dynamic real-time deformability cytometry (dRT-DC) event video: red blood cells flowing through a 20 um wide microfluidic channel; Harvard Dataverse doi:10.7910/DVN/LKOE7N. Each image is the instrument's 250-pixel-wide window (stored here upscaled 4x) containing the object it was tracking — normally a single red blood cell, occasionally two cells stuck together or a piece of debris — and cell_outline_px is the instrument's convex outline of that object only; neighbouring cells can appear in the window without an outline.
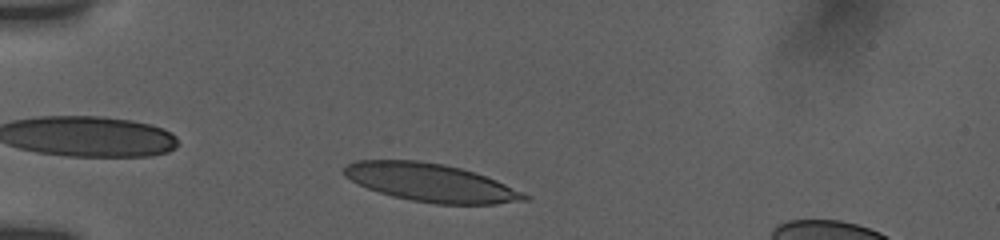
{"species": "human", "species_latin": "Homo sapiens", "temperature_condition": "room temperature", "stored_images_in_passage": 10, "camera_frame_rate_fps": 3000, "um_per_image_px": 0.085, "donor": {"sex": "female"}, "frame": {"image": 1, "passage_image": 3, "time_ms": 0.667, "image_size_px": [1000, 240], "cell_outline_px": [[532, 196], [528, 200], [496, 204], [436, 204], [412, 200], [392, 196], [368, 188], [344, 176], [344, 168], [348, 164], [356, 160], [416, 160], [444, 164], [460, 168], [496, 180]], "centroid_in_image_um": [36.64, 15.52], "position_along_channel_um": 48.4, "area_um2": 39.71}}
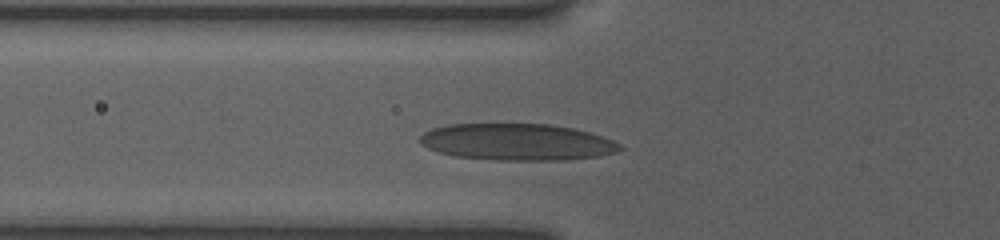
{"frame": {"image": 2, "passage_image": 8, "time_ms": 2.333, "image_size_px": [1000, 240], "cell_outline_px": [[624, 148], [616, 152], [600, 156], [564, 160], [496, 160], [456, 156], [436, 152], [420, 144], [420, 136], [424, 132], [432, 128], [448, 124], [548, 124], [572, 128], [588, 132], [612, 140], [620, 144]], "centroid_in_image_um": [43.93, 12.07], "position_along_channel_um": 81.9, "area_um2": 42.77}}